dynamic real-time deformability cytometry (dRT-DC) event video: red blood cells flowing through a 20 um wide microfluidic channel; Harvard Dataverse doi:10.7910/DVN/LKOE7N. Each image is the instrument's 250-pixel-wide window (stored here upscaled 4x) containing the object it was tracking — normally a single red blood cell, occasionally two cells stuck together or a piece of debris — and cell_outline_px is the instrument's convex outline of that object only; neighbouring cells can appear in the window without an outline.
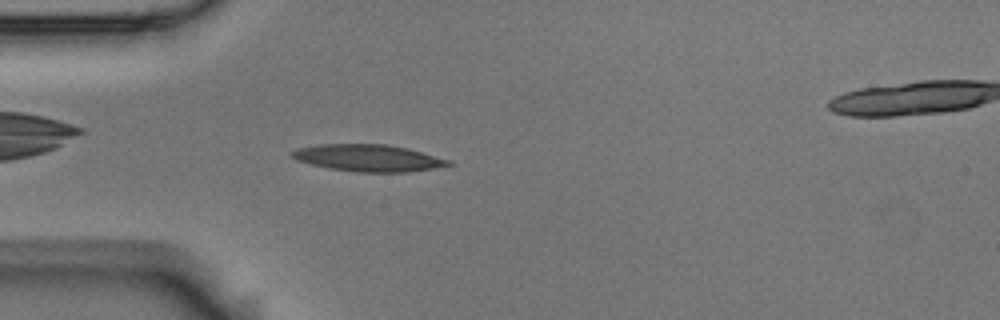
{"species": "Egyptian fruit bat (a non-hibernating species)", "species_latin": "Rousettus aegyptiacus", "temperature_condition": "room temperature", "stored_images_in_passage": 54, "camera_frame_rate_fps": 3000, "um_per_image_px": 0.085, "animal": {"sex": "male"}, "frame": {"image": 1, "passage_image": 14, "time_ms": 4.333, "image_size_px": [1000, 320], "cell_outline_px": [[456, 164], [436, 168], [408, 172], [356, 172], [328, 168], [296, 160], [288, 152], [296, 148], [320, 144], [384, 144], [408, 148], [452, 160]], "centroid_in_image_um": [31.34, 13.43], "position_along_channel_um": 53.7, "area_um2": 24.8}}
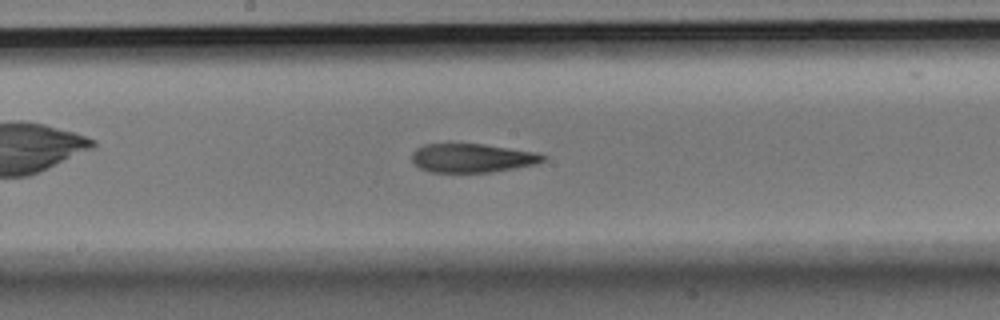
{"frame": {"image": 2, "passage_image": 27, "time_ms": 8.667, "image_size_px": [1000, 320], "cell_outline_px": [[548, 156], [544, 160], [536, 164], [492, 172], [432, 172], [420, 168], [412, 160], [412, 152], [416, 148], [424, 144], [484, 144], [536, 152]], "centroid_in_image_um": [40.15, 13.43], "position_along_channel_um": 208.1, "area_um2": 21.96}}
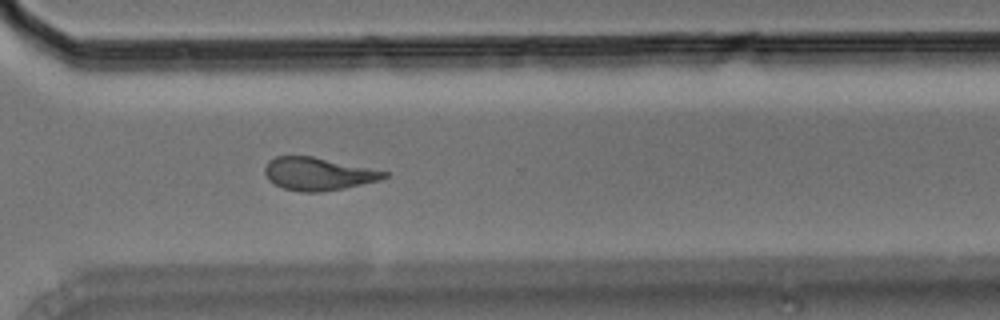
{"frame": {"image": 3, "passage_image": 38, "time_ms": 12.333, "image_size_px": [1000, 320], "cell_outline_px": [[388, 176], [380, 180], [344, 188], [320, 192], [304, 192], [284, 188], [268, 180], [264, 172], [264, 168], [268, 160], [276, 156], [312, 156], [388, 172]], "centroid_in_image_um": [27.01, 14.77], "position_along_channel_um": 343.6, "area_um2": 22.6}, "authors_computed_cell_mechanics": {"area_um2": 23.2067, "velocity_mm_per_s": 3.7012, "shape_relaxation_time_tau1_ms": 5.7681, "shape_relaxation_time_tau2_ms": 2.6194, "deformation_change_tau1": 0.1964, "deformation_change_tau2": 0.1065}}